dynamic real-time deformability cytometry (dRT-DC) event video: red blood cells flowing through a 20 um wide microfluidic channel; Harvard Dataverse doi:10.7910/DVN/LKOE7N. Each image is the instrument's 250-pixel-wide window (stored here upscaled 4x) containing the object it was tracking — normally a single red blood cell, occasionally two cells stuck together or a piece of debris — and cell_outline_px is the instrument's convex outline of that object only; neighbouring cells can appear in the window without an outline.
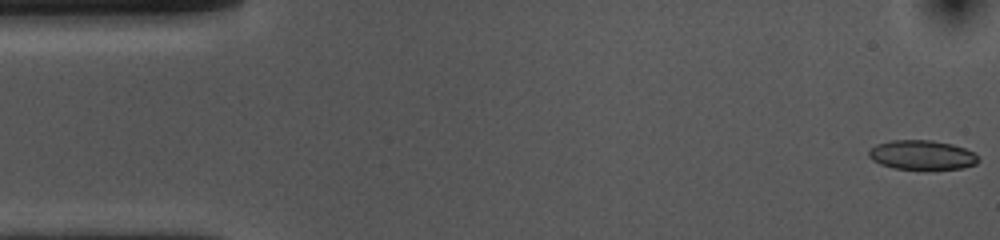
{"species": "common noctule bat (a hibernating species)", "species_latin": "Nyctalus noctula", "temperature_condition": "cold", "stored_images_in_passage": 11, "camera_frame_rate_fps": 3000, "um_per_image_px": 0.085, "animal": {"sex": "female", "body_mass_g": 10.0, "forearm_length_mm": 53.1}, "frame": {"image": 1, "passage_image": 1, "time_ms": 0.0, "image_size_px": [1000, 240], "cell_outline_px": [[980, 160], [976, 164], [964, 168], [892, 168], [880, 164], [872, 160], [868, 156], [868, 152], [876, 144], [892, 140], [932, 140], [952, 144], [964, 148], [972, 152]], "centroid_in_image_um": [78.35, 13.16], "position_along_channel_um": 6.7, "area_um2": 18.5}}